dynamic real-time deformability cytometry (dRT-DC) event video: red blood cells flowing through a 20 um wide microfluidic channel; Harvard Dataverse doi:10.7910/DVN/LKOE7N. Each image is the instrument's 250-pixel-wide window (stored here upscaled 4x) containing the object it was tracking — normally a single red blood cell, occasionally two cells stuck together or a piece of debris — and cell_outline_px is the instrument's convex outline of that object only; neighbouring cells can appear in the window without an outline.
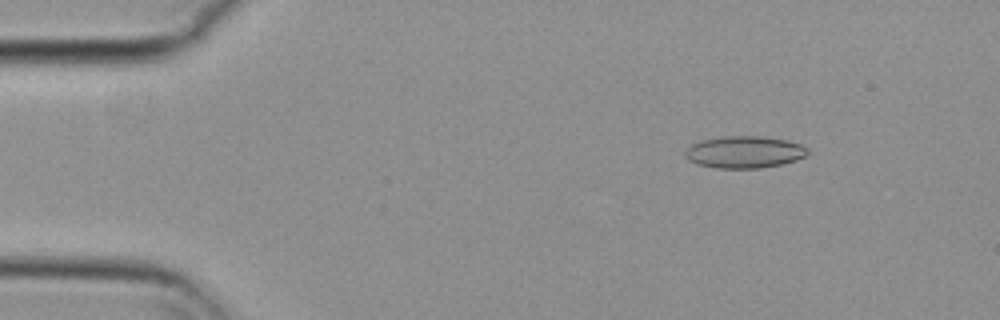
{"species": "common noctule bat (a hibernating species)", "species_latin": "Nyctalus noctula", "temperature_condition": "cold", "stored_images_in_passage": 55, "camera_frame_rate_fps": 3000, "um_per_image_px": 0.085, "animal": {"sex": "female", "body_mass_g": 29.2, "forearm_length_mm": 56.3}, "frame": {"image": 1, "passage_image": 7, "time_ms": 2.0, "image_size_px": [1000, 320], "cell_outline_px": [[808, 152], [804, 156], [796, 160], [780, 164], [760, 168], [720, 168], [700, 164], [688, 160], [684, 156], [684, 152], [692, 144], [700, 140], [720, 136], [764, 136], [788, 140], [800, 144], [808, 148]], "centroid_in_image_um": [63.27, 12.91], "position_along_channel_um": 21.7, "area_um2": 22.83}}
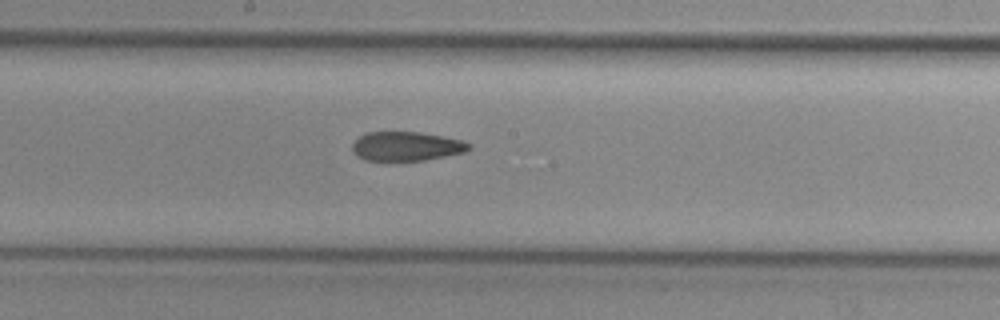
{"frame": {"image": 2, "passage_image": 29, "time_ms": 9.333, "image_size_px": [1000, 320], "cell_outline_px": [[472, 148], [464, 152], [424, 160], [364, 160], [356, 156], [352, 148], [352, 144], [360, 136], [368, 132], [420, 132], [464, 140], [472, 144]], "centroid_in_image_um": [34.57, 12.43], "position_along_channel_um": 213.6, "area_um2": 19.77}}
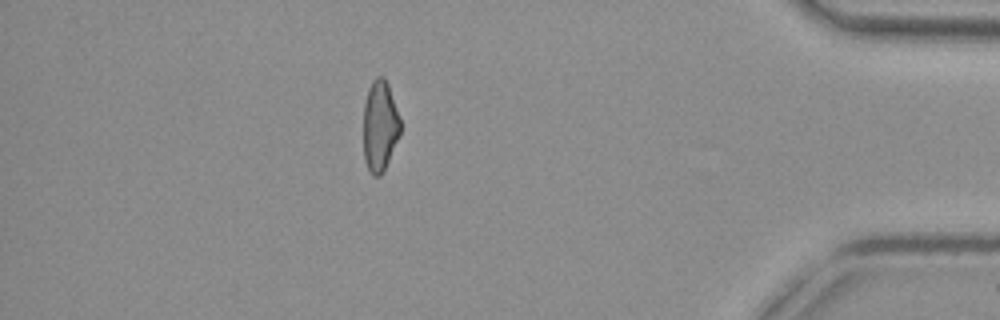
{"frame": {"image": 3, "passage_image": 48, "time_ms": 15.667, "image_size_px": [1000, 320], "cell_outline_px": [[400, 136], [384, 172], [380, 176], [372, 176], [368, 172], [364, 160], [364, 104], [368, 88], [372, 80], [376, 76], [384, 76], [388, 84], [400, 120]], "centroid_in_image_um": [32.28, 10.75], "position_along_channel_um": 402.9, "area_um2": 19.83}, "authors_computed_cell_mechanics": {"area_um2": 21.3282, "velocity_mm_per_s": 3.7276, "shape_relaxation_time_tau1_ms": null, "shape_relaxation_time_tau2_ms": 5.4891, "deformation_change_tau1": null, "deformation_change_tau2": 0.1444}}